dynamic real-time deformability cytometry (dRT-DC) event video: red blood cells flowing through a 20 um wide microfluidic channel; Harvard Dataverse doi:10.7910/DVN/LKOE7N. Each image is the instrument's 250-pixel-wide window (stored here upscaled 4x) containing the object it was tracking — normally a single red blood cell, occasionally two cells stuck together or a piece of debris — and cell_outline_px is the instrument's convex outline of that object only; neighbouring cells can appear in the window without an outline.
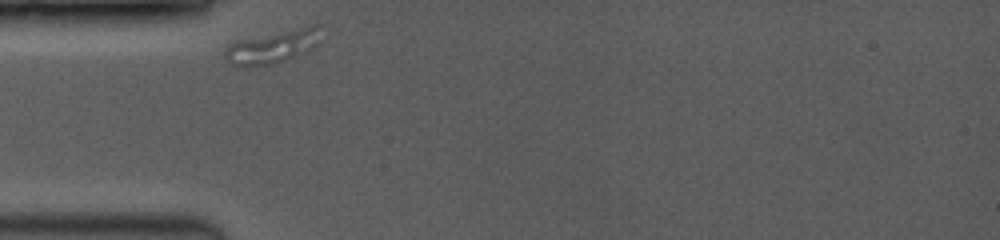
{"species": "common noctule bat (a hibernating species)", "species_latin": "Nyctalus noctula", "temperature_condition": "room temperature", "stored_images_in_passage": 20, "camera_frame_rate_fps": 3500, "um_per_image_px": 0.085, "animal": {"sex": "female", "body_mass_g": 19.0, "forearm_length_mm": 53.3}, "frame": {"image": 1, "passage_image": 1, "time_ms": 0.0, "image_size_px": [1000, 240], "cell_outline_px": [[324, 24], [320, 44], [304, 52], [284, 60], [272, 64], [232, 64], [224, 56], [224, 52], [228, 44], [240, 40], [312, 24]], "centroid_in_image_um": [23.33, 3.89], "position_along_channel_um": 61.7, "area_um2": 18.21}}
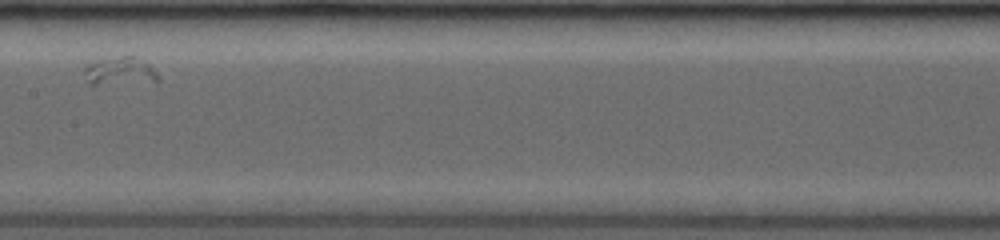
{"frame": {"image": 2, "passage_image": 9, "time_ms": 4.571, "image_size_px": [1000, 240], "cell_outline_px": [[160, 80], [156, 84], [88, 84], [84, 72], [84, 68], [88, 64], [96, 60], [124, 56], [132, 56], [144, 60], [160, 76]], "centroid_in_image_um": [10.27, 6.09], "position_along_channel_um": 197.1, "area_um2": 12.54}}
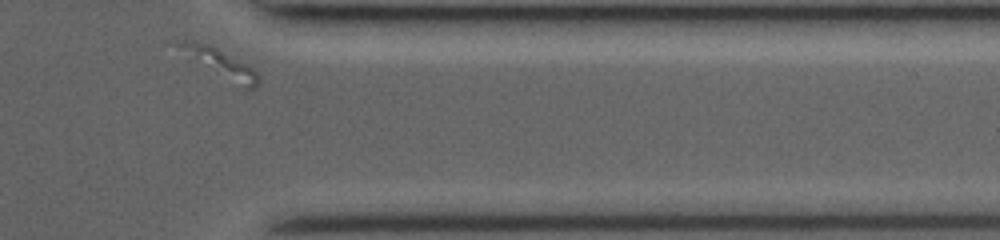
{"frame": {"image": 3, "passage_image": 20, "time_ms": 10.857, "image_size_px": [1000, 240], "cell_outline_px": [[260, 84], [256, 88], [244, 88], [168, 40], [192, 40], [208, 44], [216, 48], [252, 68], [256, 72], [260, 80]], "centroid_in_image_um": [18.8, 5.33], "position_along_channel_um": 392.6, "area_um2": 11.5}}